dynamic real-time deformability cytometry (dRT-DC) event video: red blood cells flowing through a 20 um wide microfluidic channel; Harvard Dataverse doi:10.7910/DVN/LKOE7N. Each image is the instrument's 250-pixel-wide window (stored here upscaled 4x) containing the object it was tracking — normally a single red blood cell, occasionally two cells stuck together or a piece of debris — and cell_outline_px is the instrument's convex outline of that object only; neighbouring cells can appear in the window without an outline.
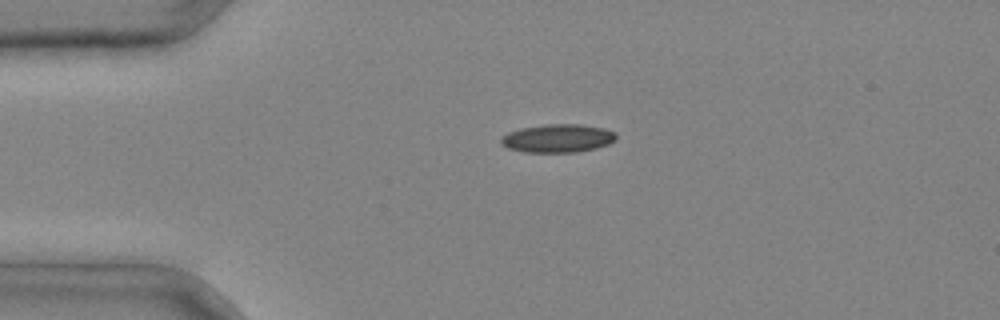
{"species": "common noctule bat (a hibernating species)", "species_latin": "Nyctalus noctula", "temperature_condition": "cold", "stored_images_in_passage": 4, "camera_frame_rate_fps": 3000, "um_per_image_px": 0.085, "animal": {"sex": "male", "body_mass_g": 20.4}, "frame": {"image": 1, "passage_image": 4, "time_ms": 1.0, "image_size_px": [1000, 320], "cell_outline_px": [[616, 140], [608, 144], [596, 148], [576, 152], [524, 152], [508, 148], [500, 144], [500, 136], [508, 132], [520, 128], [548, 124], [580, 124], [604, 128], [616, 132]], "centroid_in_image_um": [47.39, 11.75], "position_along_channel_um": 37.6, "area_um2": 19.13}}